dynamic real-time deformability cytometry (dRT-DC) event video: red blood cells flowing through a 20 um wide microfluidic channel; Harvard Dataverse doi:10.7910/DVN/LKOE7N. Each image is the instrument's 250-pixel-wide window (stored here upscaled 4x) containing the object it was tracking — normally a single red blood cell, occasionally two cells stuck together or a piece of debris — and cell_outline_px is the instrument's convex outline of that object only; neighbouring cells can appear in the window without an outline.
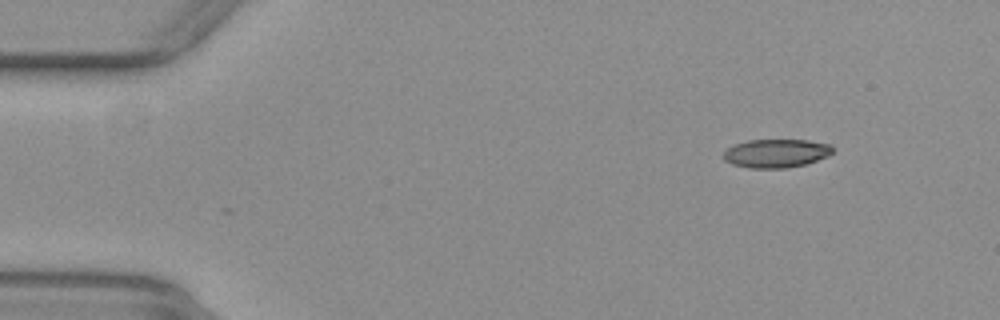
{"species": "common noctule bat (a hibernating species)", "species_latin": "Nyctalus noctula", "temperature_condition": "warm", "stored_images_in_passage": 25, "camera_frame_rate_fps": 3000, "um_per_image_px": 0.085, "animal": {"sex": "female", "body_mass_g": 29.2, "forearm_length_mm": 56.3}, "frame": {"image": 1, "passage_image": 1, "time_ms": 0.0, "image_size_px": [1000, 320], "cell_outline_px": [[832, 152], [828, 156], [804, 164], [784, 168], [748, 168], [732, 164], [724, 160], [724, 152], [728, 148], [736, 144], [748, 140], [808, 140], [828, 144], [832, 148]], "centroid_in_image_um": [65.94, 13.03], "position_along_channel_um": 19.1, "area_um2": 17.92}}
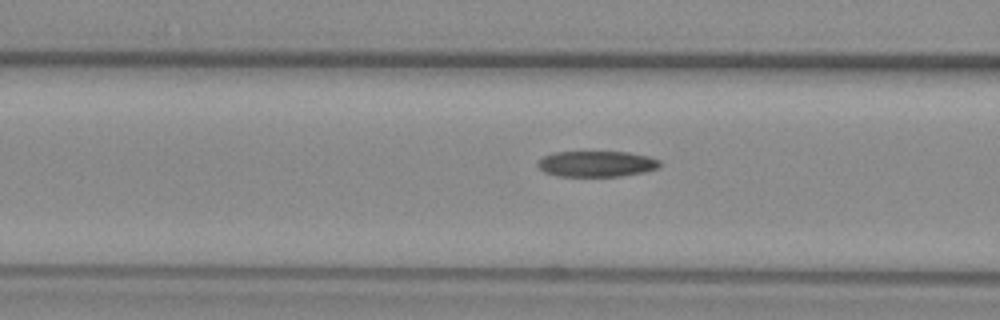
{"frame": {"image": 2, "passage_image": 16, "time_ms": 5.0, "image_size_px": [1000, 320], "cell_outline_px": [[660, 164], [656, 168], [644, 172], [620, 176], [560, 176], [544, 172], [536, 164], [544, 156], [556, 152], [628, 152], [648, 156], [660, 160]], "centroid_in_image_um": [50.71, 13.92], "position_along_channel_um": 115.9, "area_um2": 18.21}}
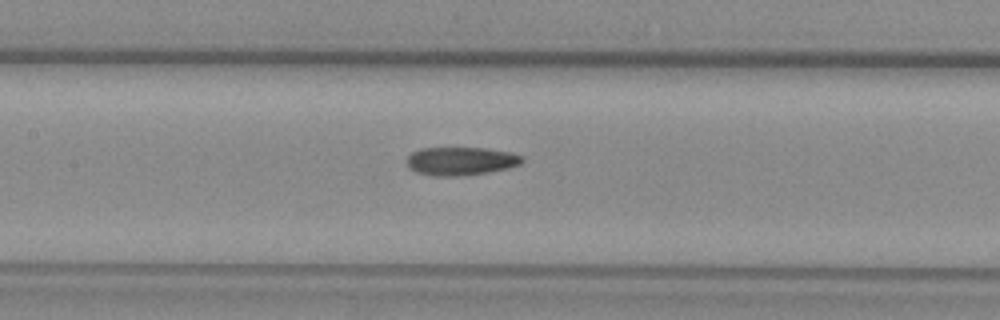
{"frame": {"image": 3, "passage_image": 20, "time_ms": 6.333, "image_size_px": [1000, 320], "cell_outline_px": [[524, 160], [520, 164], [508, 168], [488, 172], [456, 176], [432, 176], [416, 172], [408, 168], [408, 156], [412, 152], [420, 148], [484, 148], [512, 152], [524, 156]], "centroid_in_image_um": [39.18, 13.69], "position_along_channel_um": 168.2, "area_um2": 19.07}}